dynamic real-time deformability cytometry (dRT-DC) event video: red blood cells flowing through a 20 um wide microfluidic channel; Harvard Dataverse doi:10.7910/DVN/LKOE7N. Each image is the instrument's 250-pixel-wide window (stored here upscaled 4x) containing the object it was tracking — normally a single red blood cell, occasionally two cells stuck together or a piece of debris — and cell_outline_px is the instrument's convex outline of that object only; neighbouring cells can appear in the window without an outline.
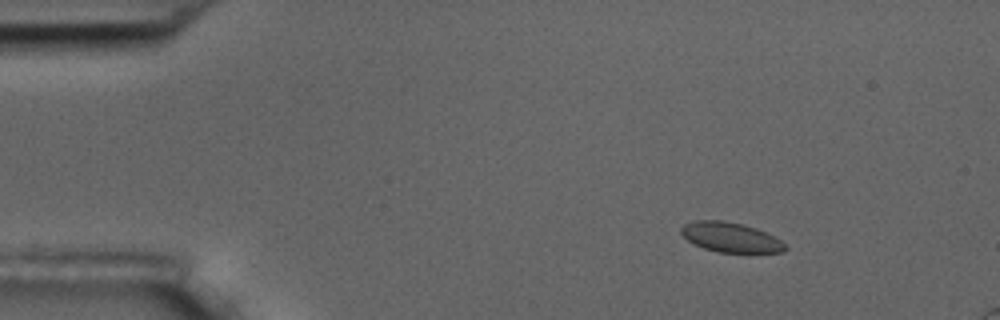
{"species": "common noctule bat (a hibernating species)", "species_latin": "Nyctalus noctula", "temperature_condition": "room temperature", "stored_images_in_passage": 5, "segment_of_instrument_passage": [1, 2], "camera_frame_rate_fps": 3000, "um_per_image_px": 0.085, "animal": {"sex": "male", "body_mass_g": 17.5, "forearm_length_mm": 52.3}, "frame": {"image": 1, "passage_image": 2, "time_ms": 1.333, "image_size_px": [1000, 320], "cell_outline_px": [[788, 248], [784, 252], [720, 252], [704, 248], [688, 240], [680, 232], [680, 228], [684, 224], [696, 220], [720, 220], [740, 224], [756, 228], [780, 240]], "centroid_in_image_um": [62.08, 20.17], "position_along_channel_um": 22.9, "area_um2": 17.69}}